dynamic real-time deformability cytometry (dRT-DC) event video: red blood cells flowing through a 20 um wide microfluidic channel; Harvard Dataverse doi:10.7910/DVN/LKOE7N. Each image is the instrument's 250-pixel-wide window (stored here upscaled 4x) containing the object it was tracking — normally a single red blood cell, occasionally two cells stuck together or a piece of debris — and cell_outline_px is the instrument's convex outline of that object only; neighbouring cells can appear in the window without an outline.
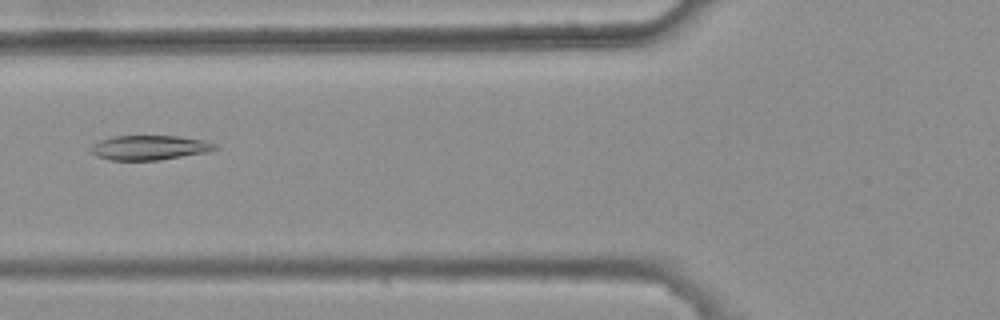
{"species": "common noctule bat (a hibernating species)", "species_latin": "Nyctalus noctula", "temperature_condition": "warm", "stored_images_in_passage": 4, "camera_frame_rate_fps": 3000, "um_per_image_px": 0.085, "animal": {"sex": "female", "body_mass_g": 25.1}, "frame": {"image": 1, "passage_image": 4, "time_ms": 1.0, "image_size_px": [1000, 320], "cell_outline_px": [[220, 148], [208, 152], [160, 160], [108, 160], [96, 156], [92, 152], [92, 148], [100, 140], [112, 136], [180, 136], [204, 140], [216, 144]], "centroid_in_image_um": [12.77, 12.55], "position_along_channel_um": 113.0, "area_um2": 17.8}}